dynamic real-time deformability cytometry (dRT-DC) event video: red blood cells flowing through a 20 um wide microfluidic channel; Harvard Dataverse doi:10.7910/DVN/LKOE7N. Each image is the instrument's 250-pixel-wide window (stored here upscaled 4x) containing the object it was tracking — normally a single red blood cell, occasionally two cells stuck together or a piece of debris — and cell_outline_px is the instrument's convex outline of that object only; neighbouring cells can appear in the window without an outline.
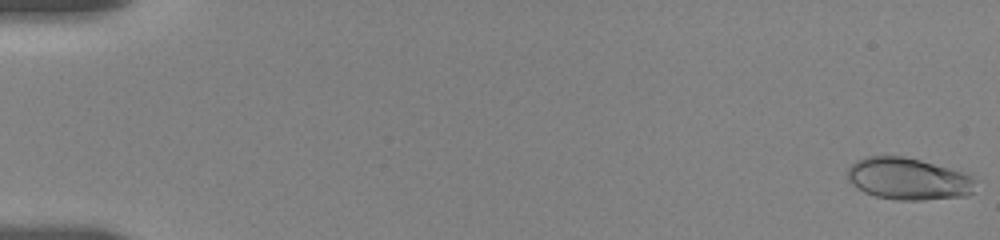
{"species": "human", "species_latin": "Homo sapiens", "temperature_condition": "room temperature", "stored_images_in_passage": 23, "camera_frame_rate_fps": 3000, "um_per_image_px": 0.085, "donor": {"sex": "female"}, "frame": {"image": 1, "passage_image": 1, "time_ms": 0.0, "image_size_px": [1000, 240], "cell_outline_px": [[972, 192], [968, 196], [920, 200], [896, 200], [876, 196], [864, 192], [852, 184], [848, 180], [848, 168], [856, 160], [868, 156], [904, 156], [920, 160], [964, 172], [972, 176]], "centroid_in_image_um": [77.17, 15.2], "position_along_channel_um": 7.8, "area_um2": 31.1}}
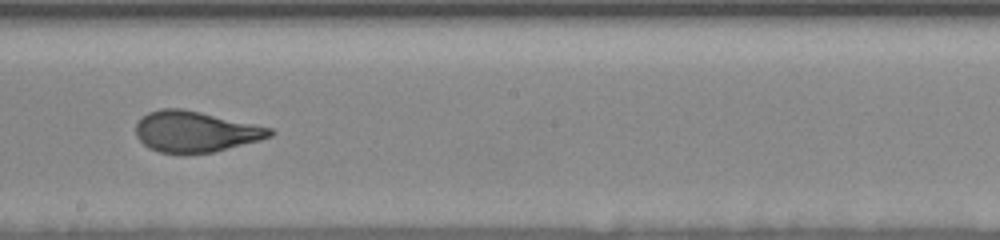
{"frame": {"image": 2, "passage_image": 11, "time_ms": 10.667, "image_size_px": [1000, 240], "cell_outline_px": [[276, 132], [272, 136], [260, 140], [212, 152], [184, 156], [160, 152], [148, 148], [136, 136], [136, 124], [148, 112], [160, 108], [180, 108], [200, 112], [272, 128]], "centroid_in_image_um": [16.59, 11.21], "position_along_channel_um": 231.6, "area_um2": 32.19}}
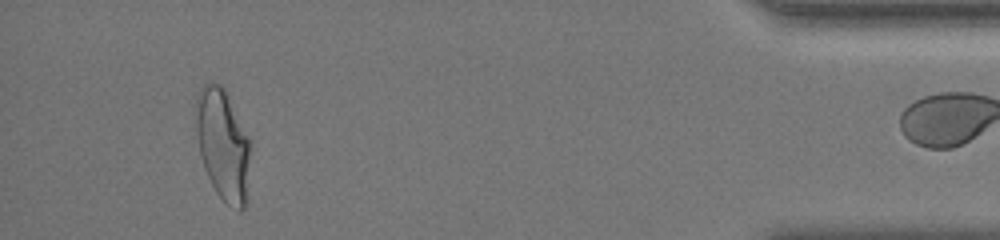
{"frame": {"image": 3, "passage_image": 20, "time_ms": 17.333, "image_size_px": [1000, 240], "cell_outline_px": [[252, 148], [244, 208], [240, 212], [228, 204], [216, 192], [204, 168], [200, 152], [196, 132], [196, 96], [200, 88], [204, 84], [220, 84], [224, 88], [252, 144]], "centroid_in_image_um": [18.96, 12.29], "position_along_channel_um": 416.2, "area_um2": 35.08}, "authors_computed_cell_mechanics": {"area_um2": 32.4836, "velocity_mm_per_s": 3.637, "shape_relaxation_time_tau1_ms": 4.363, "shape_relaxation_time_tau2_ms": null, "deformation_change_tau1": 0.1524, "deformation_change_tau2": null}}